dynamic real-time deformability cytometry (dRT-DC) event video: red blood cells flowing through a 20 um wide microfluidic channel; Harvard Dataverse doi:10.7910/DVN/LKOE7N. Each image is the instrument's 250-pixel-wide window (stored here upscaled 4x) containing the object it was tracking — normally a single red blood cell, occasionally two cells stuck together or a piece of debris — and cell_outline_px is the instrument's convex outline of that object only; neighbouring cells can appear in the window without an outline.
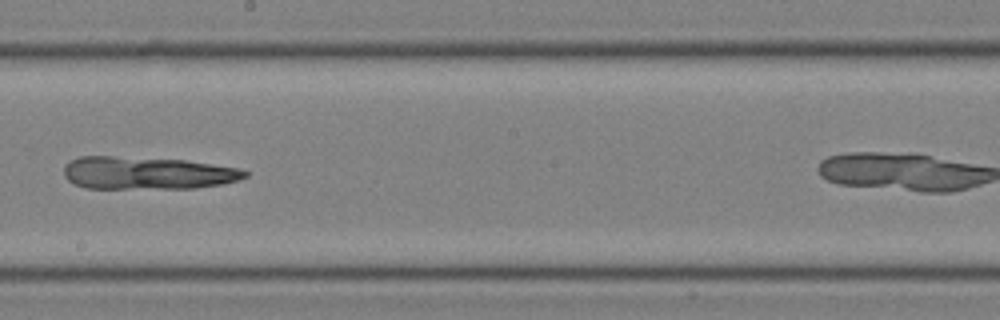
{"species": "common noctule bat (a hibernating species)", "species_latin": "Nyctalus noctula", "temperature_condition": "room temperature", "stored_images_in_passage": 26, "camera_frame_rate_fps": 3000, "um_per_image_px": 0.085, "animal": {"sex": "male", "body_mass_g": 19.0, "forearm_length_mm": 50.8}, "frame": {"image": 1, "passage_image": 14, "time_ms": 4.333, "image_size_px": [1000, 320], "cell_outline_px": [[248, 176], [236, 180], [220, 184], [192, 188], [88, 188], [72, 184], [64, 176], [64, 164], [80, 156], [112, 156], [184, 160], [236, 168], [248, 172]], "centroid_in_image_um": [12.43, 14.71], "position_along_channel_um": 235.8, "area_um2": 34.16}}
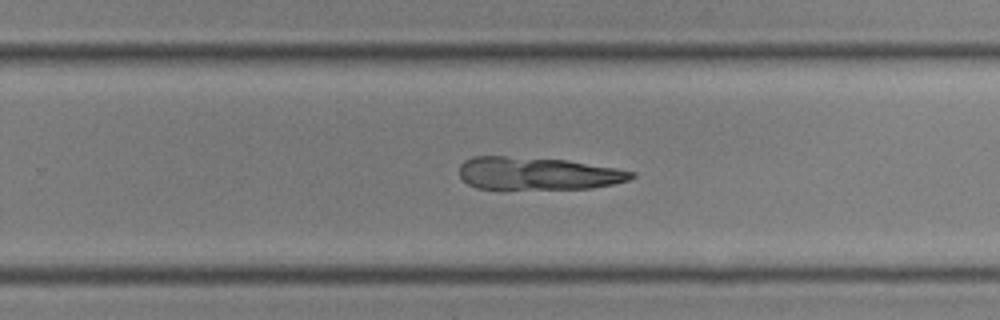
{"frame": {"image": 2, "passage_image": 17, "time_ms": 5.333, "image_size_px": [1000, 320], "cell_outline_px": [[636, 176], [628, 180], [612, 184], [592, 188], [500, 192], [476, 188], [468, 184], [460, 176], [460, 164], [464, 160], [472, 156], [504, 156], [568, 160], [616, 168], [636, 172]], "centroid_in_image_um": [45.64, 14.79], "position_along_channel_um": 284.2, "area_um2": 34.22}}